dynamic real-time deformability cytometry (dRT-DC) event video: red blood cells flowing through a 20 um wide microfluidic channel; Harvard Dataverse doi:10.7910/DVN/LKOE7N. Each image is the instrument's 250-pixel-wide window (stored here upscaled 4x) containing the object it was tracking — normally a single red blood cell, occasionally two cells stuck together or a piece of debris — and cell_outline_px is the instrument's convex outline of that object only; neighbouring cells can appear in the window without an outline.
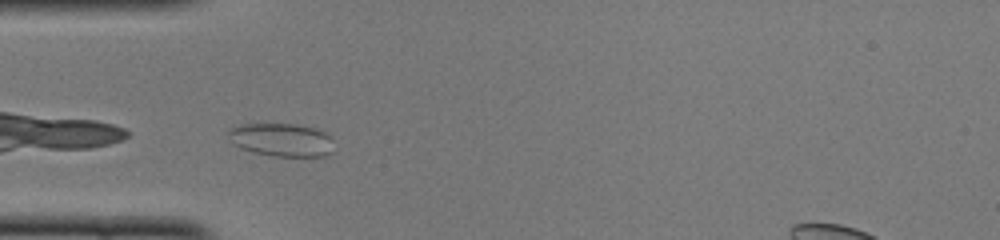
{"species": "common noctule bat (a hibernating species)", "species_latin": "Nyctalus noctula", "temperature_condition": "cold", "stored_images_in_passage": 26, "camera_frame_rate_fps": 3000, "um_per_image_px": 0.085, "animal": {"sex": "female", "body_mass_g": 22.0, "forearm_length_mm": 56.7}, "frame": {"image": 1, "passage_image": 1, "time_ms": 0.0, "image_size_px": [1000, 240], "cell_outline_px": [[332, 152], [328, 156], [272, 156], [252, 152], [240, 148], [232, 144], [228, 140], [228, 128], [240, 124], [292, 124], [316, 128], [332, 136]], "centroid_in_image_um": [23.9, 11.89], "position_along_channel_um": 61.1, "area_um2": 20.75}}
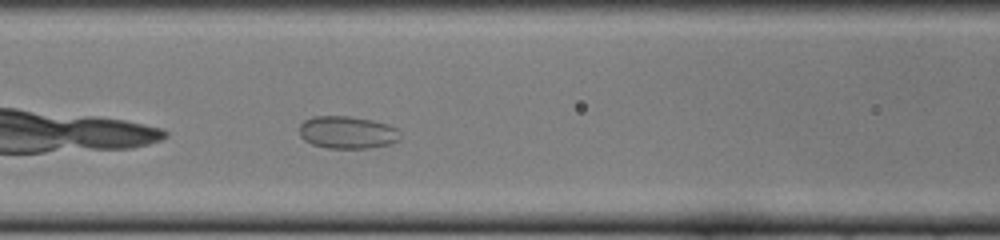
{"frame": {"image": 2, "passage_image": 7, "time_ms": 2.0, "image_size_px": [1000, 240], "cell_outline_px": [[400, 140], [392, 144], [368, 148], [328, 148], [312, 144], [304, 140], [300, 136], [300, 124], [304, 120], [316, 116], [348, 116], [372, 120], [388, 124], [396, 128], [400, 136]], "centroid_in_image_um": [29.53, 11.26], "position_along_channel_um": 137.1, "area_um2": 19.13}}
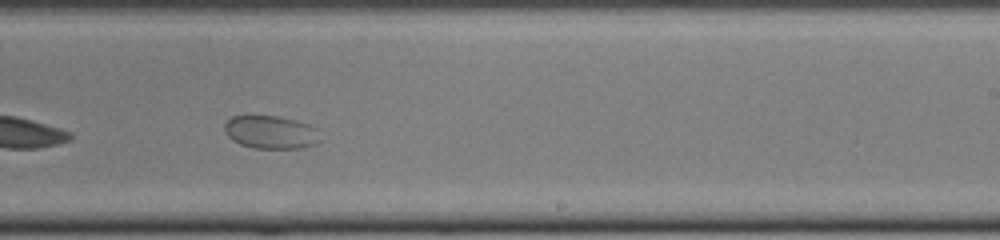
{"frame": {"image": 3, "passage_image": 17, "time_ms": 5.333, "image_size_px": [1000, 240], "cell_outline_px": [[324, 140], [316, 144], [304, 148], [252, 148], [240, 144], [232, 140], [224, 132], [224, 124], [232, 116], [276, 116], [296, 120], [320, 128]], "centroid_in_image_um": [23.11, 11.25], "position_along_channel_um": 265.9, "area_um2": 18.96}}